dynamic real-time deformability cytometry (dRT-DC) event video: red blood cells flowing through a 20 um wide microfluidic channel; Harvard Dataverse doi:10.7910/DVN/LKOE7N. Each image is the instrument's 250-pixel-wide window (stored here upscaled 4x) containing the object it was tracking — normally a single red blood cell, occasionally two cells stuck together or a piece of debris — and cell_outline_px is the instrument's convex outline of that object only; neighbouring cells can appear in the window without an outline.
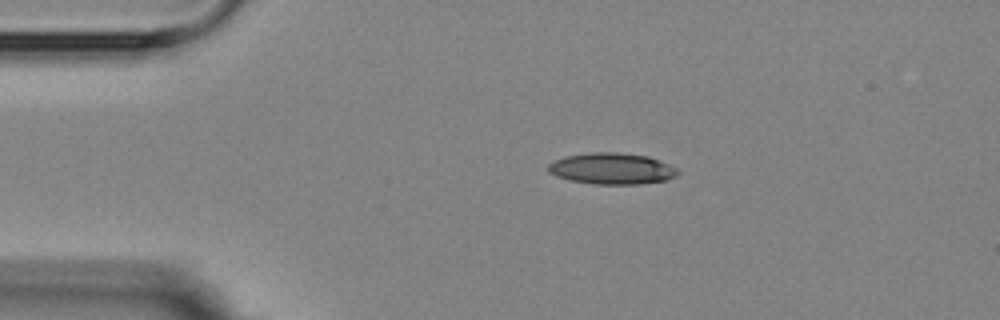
{"species": "Egyptian fruit bat (a non-hibernating species)", "species_latin": "Rousettus aegyptiacus", "temperature_condition": "room temperature", "stored_images_in_passage": 4, "camera_frame_rate_fps": 3000, "um_per_image_px": 0.085, "animal": {"sex": "female"}, "frame": {"image": 1, "passage_image": 2, "time_ms": 1.333, "image_size_px": [1000, 320], "cell_outline_px": [[680, 172], [676, 176], [668, 180], [640, 184], [596, 184], [572, 180], [556, 176], [548, 172], [548, 164], [552, 160], [564, 156], [592, 152], [616, 152], [648, 156], [676, 168]], "centroid_in_image_um": [51.99, 14.33], "position_along_channel_um": 33.0, "area_um2": 23.64}}
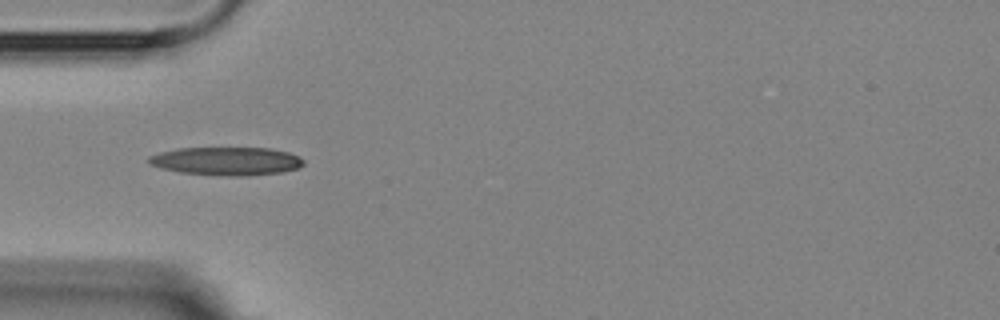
{"frame": {"image": 2, "passage_image": 3, "time_ms": 3.333, "image_size_px": [1000, 320], "cell_outline_px": [[304, 164], [300, 168], [284, 172], [248, 176], [228, 176], [180, 172], [160, 168], [148, 164], [148, 156], [160, 152], [180, 148], [268, 148], [288, 152], [300, 156], [304, 160]], "centroid_in_image_um": [19.28, 13.7], "position_along_channel_um": 65.7, "area_um2": 25.72}}